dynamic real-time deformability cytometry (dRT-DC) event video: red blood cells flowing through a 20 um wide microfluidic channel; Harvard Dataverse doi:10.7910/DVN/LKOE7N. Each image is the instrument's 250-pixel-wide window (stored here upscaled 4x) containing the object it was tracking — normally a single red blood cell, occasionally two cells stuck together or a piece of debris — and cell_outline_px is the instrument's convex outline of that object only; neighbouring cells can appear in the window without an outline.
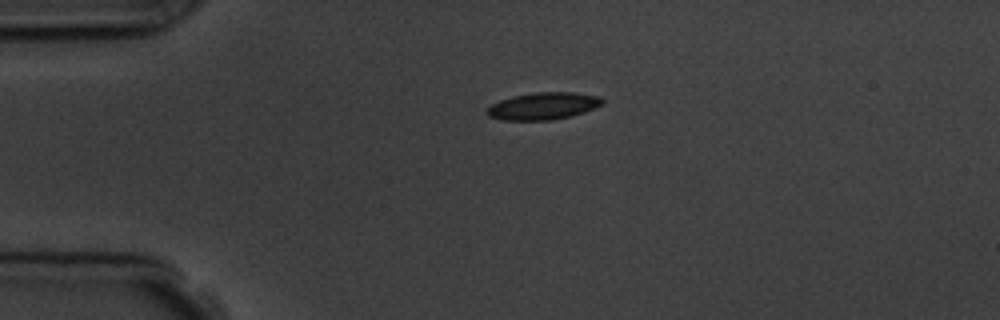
{"species": "common noctule bat (a hibernating species)", "species_latin": "Nyctalus noctula", "temperature_condition": "room temperature", "stored_images_in_passage": 2, "camera_frame_rate_fps": 3000, "um_per_image_px": 0.085, "animal": {"sex": "male", "body_mass_g": 19.5, "forearm_length_mm": 54.6}, "frame": {"image": 1, "passage_image": 1, "time_ms": 0.0, "image_size_px": [1000, 320], "cell_outline_px": [[604, 104], [584, 112], [572, 116], [552, 120], [500, 120], [488, 116], [484, 112], [492, 104], [500, 100], [512, 96], [536, 92], [572, 92], [600, 96], [604, 100]], "centroid_in_image_um": [46.17, 9.01], "position_along_channel_um": 38.8, "area_um2": 18.44}}